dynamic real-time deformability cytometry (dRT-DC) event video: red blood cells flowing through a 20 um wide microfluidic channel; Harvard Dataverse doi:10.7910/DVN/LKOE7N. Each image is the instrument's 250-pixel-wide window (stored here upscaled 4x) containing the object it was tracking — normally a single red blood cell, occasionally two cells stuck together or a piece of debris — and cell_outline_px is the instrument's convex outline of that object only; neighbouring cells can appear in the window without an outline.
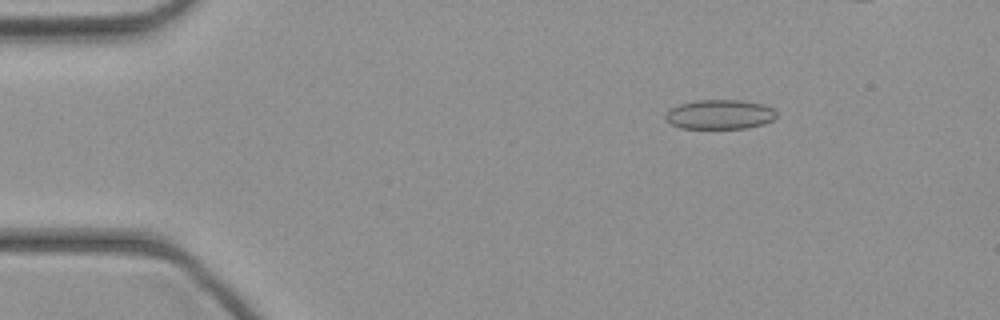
{"species": "common noctule bat (a hibernating species)", "species_latin": "Nyctalus noctula", "temperature_condition": "cold", "stored_images_in_passage": 35, "camera_frame_rate_fps": 3000, "um_per_image_px": 0.085, "animal": {"sex": "female", "body_mass_g": 21.9}, "frame": {"image": 1, "passage_image": 2, "time_ms": 0.333, "image_size_px": [1000, 320], "cell_outline_px": [[776, 116], [772, 120], [764, 124], [744, 128], [680, 128], [672, 124], [664, 116], [672, 108], [680, 104], [696, 100], [740, 100], [764, 104], [772, 108], [776, 112]], "centroid_in_image_um": [61.21, 9.72], "position_along_channel_um": 23.8, "area_um2": 18.9}}
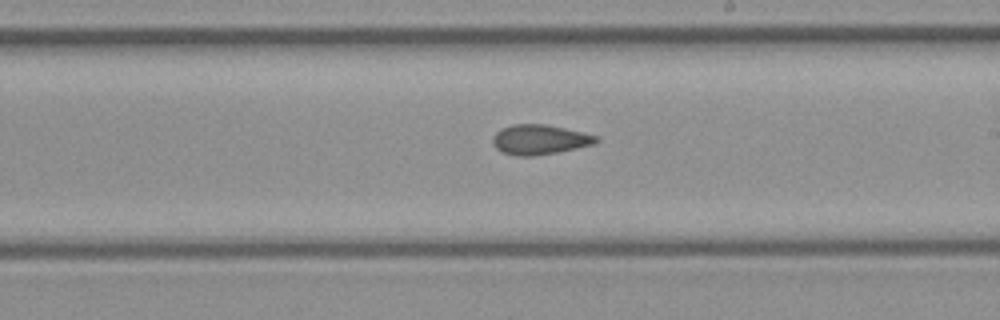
{"frame": {"image": 2, "passage_image": 21, "time_ms": 6.667, "image_size_px": [1000, 320], "cell_outline_px": [[600, 140], [596, 144], [556, 152], [532, 156], [516, 156], [504, 152], [496, 148], [492, 144], [492, 136], [496, 132], [512, 124], [544, 124], [564, 128], [596, 136]], "centroid_in_image_um": [45.85, 11.87], "position_along_channel_um": 243.2, "area_um2": 17.8}}
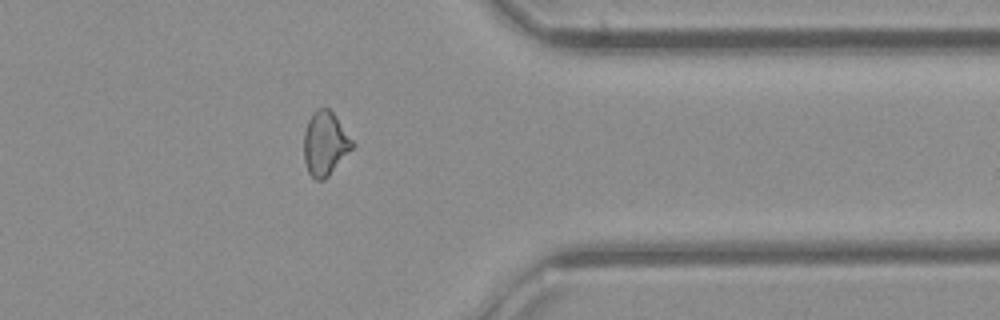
{"frame": {"image": 3, "passage_image": 31, "time_ms": 10.0, "image_size_px": [1000, 320], "cell_outline_px": [[356, 144], [328, 176], [324, 180], [316, 180], [308, 172], [304, 160], [304, 132], [308, 120], [312, 112], [320, 108], [328, 108], [332, 112]], "centroid_in_image_um": [27.62, 12.2], "position_along_channel_um": 383.8, "area_um2": 17.92}}